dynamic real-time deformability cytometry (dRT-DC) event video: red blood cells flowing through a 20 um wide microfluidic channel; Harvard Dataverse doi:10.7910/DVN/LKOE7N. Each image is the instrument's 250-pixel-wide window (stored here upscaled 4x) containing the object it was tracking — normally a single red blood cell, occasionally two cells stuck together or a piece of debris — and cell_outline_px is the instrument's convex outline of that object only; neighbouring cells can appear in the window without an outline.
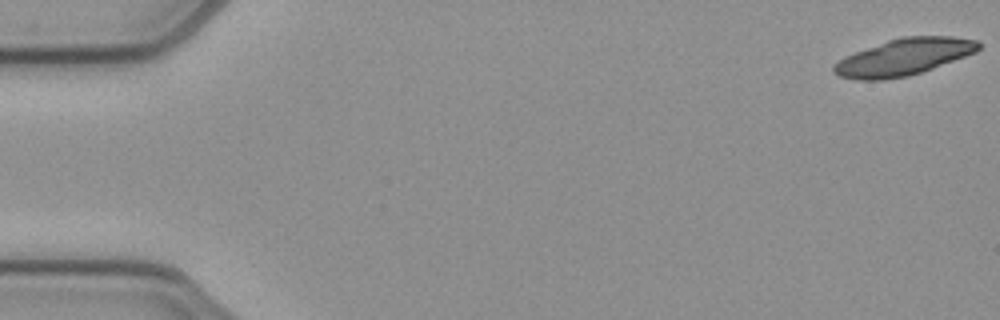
{"species": "common noctule bat (a hibernating species)", "species_latin": "Nyctalus noctula", "temperature_condition": "cold", "stored_images_in_passage": 18, "camera_frame_rate_fps": 3000, "um_per_image_px": 0.085, "animal": {"sex": "female", "body_mass_g": 21.9}, "frame": {"image": 1, "passage_image": 1, "time_ms": 0.0, "image_size_px": [1000, 320], "cell_outline_px": [[980, 48], [976, 52], [932, 68], [908, 76], [880, 80], [856, 80], [840, 76], [832, 72], [832, 68], [844, 56], [888, 40], [900, 36], [952, 36], [976, 40], [980, 44]], "centroid_in_image_um": [76.81, 4.84], "position_along_channel_um": 8.2, "area_um2": 30.69}}